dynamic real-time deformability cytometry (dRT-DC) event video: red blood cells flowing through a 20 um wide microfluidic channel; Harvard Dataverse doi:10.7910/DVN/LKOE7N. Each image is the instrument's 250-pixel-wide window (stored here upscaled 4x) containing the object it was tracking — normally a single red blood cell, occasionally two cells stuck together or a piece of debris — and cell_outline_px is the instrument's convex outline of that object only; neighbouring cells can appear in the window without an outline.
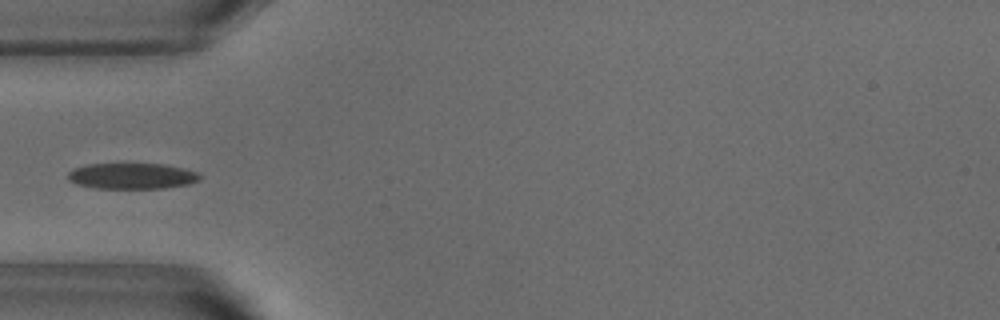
{"species": "common noctule bat (a hibernating species)", "species_latin": "Nyctalus noctula", "temperature_condition": "warm", "stored_images_in_passage": 37, "camera_frame_rate_fps": 3000, "um_per_image_px": 0.085, "animal": {"sex": "male", "body_mass_g": 18.8}, "frame": {"image": 1, "passage_image": 1, "time_ms": 0.0, "image_size_px": [1000, 320], "cell_outline_px": [[200, 180], [188, 184], [164, 188], [96, 188], [76, 184], [68, 180], [68, 172], [72, 168], [88, 164], [164, 164], [184, 168], [196, 172], [200, 176]], "centroid_in_image_um": [11.19, 14.96], "position_along_channel_um": 73.8, "area_um2": 19.88}}
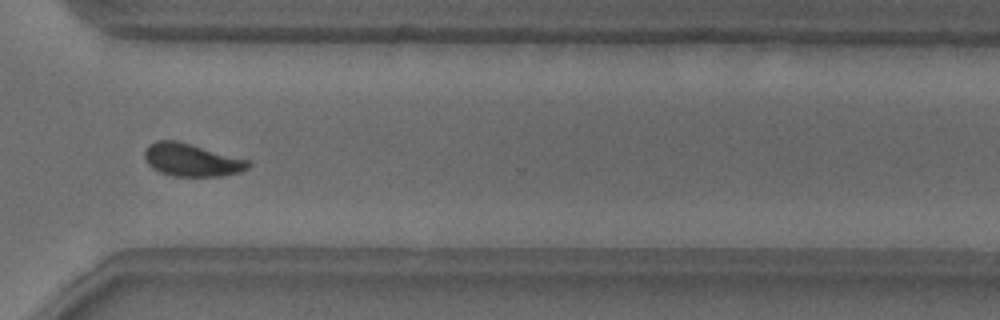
{"frame": {"image": 2, "passage_image": 23, "time_ms": 7.333, "image_size_px": [1000, 320], "cell_outline_px": [[252, 164], [248, 168], [240, 172], [224, 176], [172, 176], [160, 172], [152, 168], [144, 160], [144, 152], [148, 144], [156, 140], [176, 140], [248, 160]], "centroid_in_image_um": [16.25, 13.6], "position_along_channel_um": 354.3, "area_um2": 19.83}}
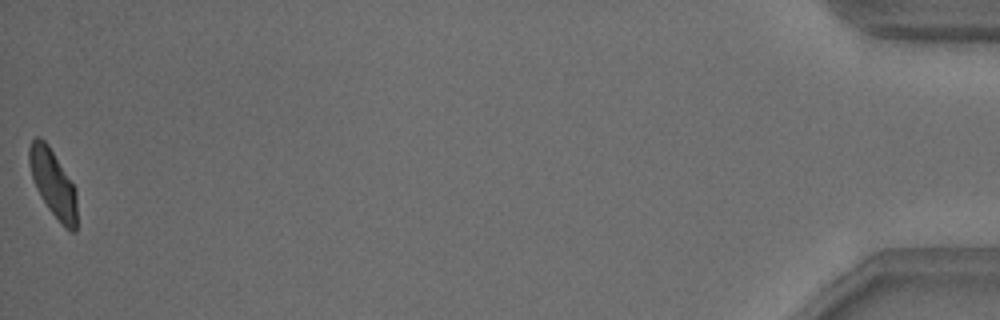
{"frame": {"image": 3, "passage_image": 37, "time_ms": 12.0, "image_size_px": [1000, 320], "cell_outline_px": [[76, 232], [72, 232], [64, 228], [48, 208], [40, 196], [32, 180], [28, 164], [28, 148], [32, 140], [36, 136], [40, 136], [48, 144], [76, 188]], "centroid_in_image_um": [4.49, 15.57], "position_along_channel_um": 430.7, "area_um2": 18.96}}